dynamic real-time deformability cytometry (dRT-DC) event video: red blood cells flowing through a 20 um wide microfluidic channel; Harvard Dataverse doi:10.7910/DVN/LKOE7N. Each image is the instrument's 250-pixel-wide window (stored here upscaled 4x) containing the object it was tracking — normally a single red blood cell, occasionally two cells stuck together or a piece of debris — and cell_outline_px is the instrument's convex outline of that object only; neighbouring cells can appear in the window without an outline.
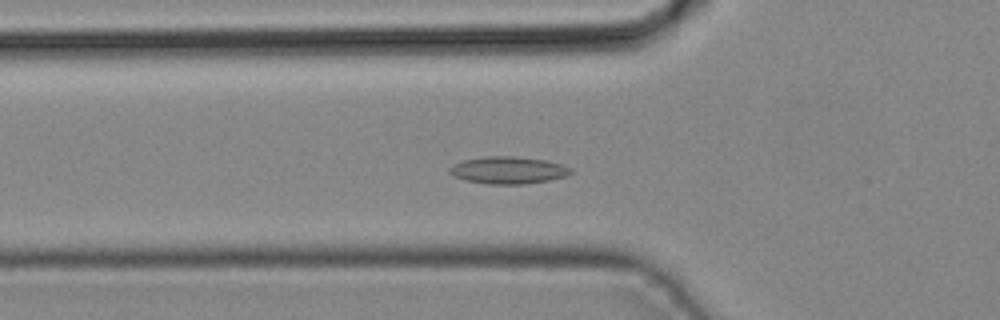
{"species": "common noctule bat (a hibernating species)", "species_latin": "Nyctalus noctula", "temperature_condition": "cold", "stored_images_in_passage": 43, "camera_frame_rate_fps": 3000, "um_per_image_px": 0.085, "animal": {"sex": "male", "body_mass_g": 19.2, "forearm_length_mm": 51.8}, "frame": {"image": 1, "passage_image": 15, "time_ms": 4.667, "image_size_px": [1000, 320], "cell_outline_px": [[572, 172], [568, 176], [548, 180], [524, 184], [488, 184], [468, 180], [456, 176], [448, 172], [448, 168], [464, 160], [484, 156], [512, 156], [544, 160], [560, 164], [572, 168]], "centroid_in_image_um": [43.22, 14.46], "position_along_channel_um": 82.6, "area_um2": 18.96}}
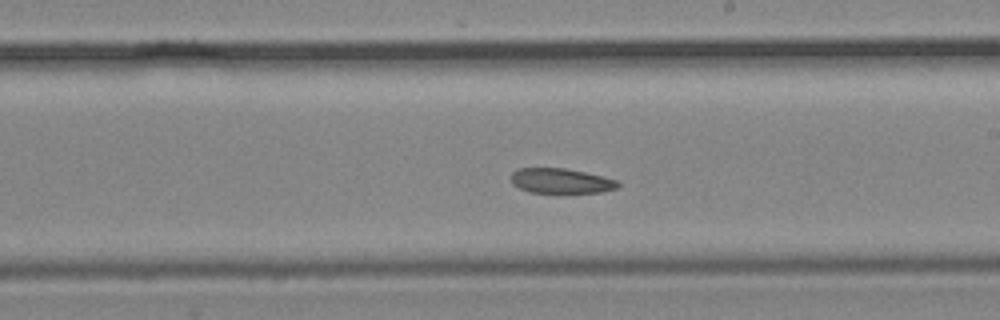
{"frame": {"image": 2, "passage_image": 25, "time_ms": 8.0, "image_size_px": [1000, 320], "cell_outline_px": [[620, 184], [616, 188], [600, 192], [532, 192], [520, 188], [512, 184], [512, 172], [516, 168], [564, 168], [604, 176], [620, 180]], "centroid_in_image_um": [47.7, 15.36], "position_along_channel_um": 241.3, "area_um2": 15.43}}
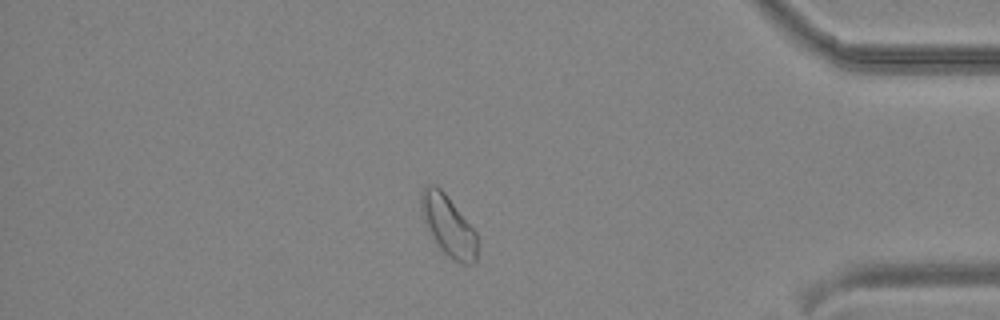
{"frame": {"image": 3, "passage_image": 37, "time_ms": 12.0, "image_size_px": [1000, 320], "cell_outline_px": [[476, 260], [472, 264], [460, 264], [448, 256], [440, 248], [424, 220], [420, 208], [420, 192], [424, 184], [436, 184], [444, 192], [476, 232]], "centroid_in_image_um": [38.08, 19.14], "position_along_channel_um": 397.1, "area_um2": 19.54}}